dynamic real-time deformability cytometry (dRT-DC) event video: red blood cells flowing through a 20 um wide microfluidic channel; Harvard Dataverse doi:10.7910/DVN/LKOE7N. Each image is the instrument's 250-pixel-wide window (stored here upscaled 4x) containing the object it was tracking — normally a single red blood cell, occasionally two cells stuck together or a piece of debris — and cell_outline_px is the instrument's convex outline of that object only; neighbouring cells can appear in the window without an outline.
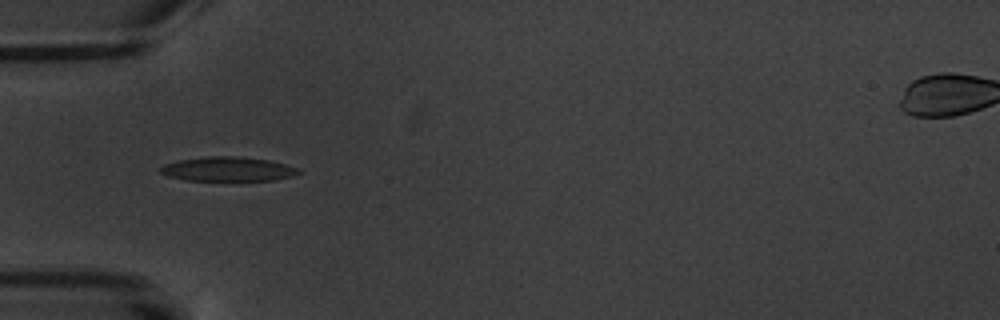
{"species": "common noctule bat (a hibernating species)", "species_latin": "Nyctalus noctula", "temperature_condition": "warm", "stored_images_in_passage": 17, "camera_frame_rate_fps": 3000, "um_per_image_px": 0.085, "animal": {"sex": "male", "body_mass_g": 20.1, "forearm_length_mm": 53.5}, "frame": {"image": 1, "passage_image": 6, "time_ms": 5.667, "image_size_px": [1000, 320], "cell_outline_px": [[304, 172], [292, 176], [276, 180], [184, 180], [168, 176], [160, 172], [160, 168], [164, 164], [180, 160], [208, 156], [240, 156], [268, 160], [300, 168]], "centroid_in_image_um": [19.41, 14.37], "position_along_channel_um": 65.6, "area_um2": 19.59}}
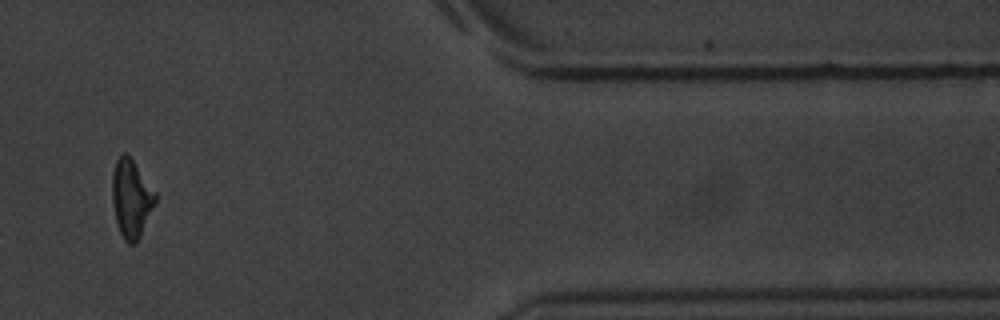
{"frame": {"image": 2, "passage_image": 15, "time_ms": 16.333, "image_size_px": [1000, 320], "cell_outline_px": [[156, 200], [140, 236], [136, 244], [128, 244], [124, 240], [120, 232], [116, 220], [112, 200], [112, 172], [116, 160], [120, 152], [124, 152], [132, 160], [156, 192]], "centroid_in_image_um": [11.14, 16.86], "position_along_channel_um": 400.3, "area_um2": 19.42}, "authors_computed_cell_mechanics": {"area_um2": 19.2474, "velocity_mm_per_s": 3.4512, "shape_relaxation_time_tau1_ms": 1.968, "shape_relaxation_time_tau2_ms": 3.8545, "deformation_change_tau1": 0.1045, "deformation_change_tau2": 0.1179}}